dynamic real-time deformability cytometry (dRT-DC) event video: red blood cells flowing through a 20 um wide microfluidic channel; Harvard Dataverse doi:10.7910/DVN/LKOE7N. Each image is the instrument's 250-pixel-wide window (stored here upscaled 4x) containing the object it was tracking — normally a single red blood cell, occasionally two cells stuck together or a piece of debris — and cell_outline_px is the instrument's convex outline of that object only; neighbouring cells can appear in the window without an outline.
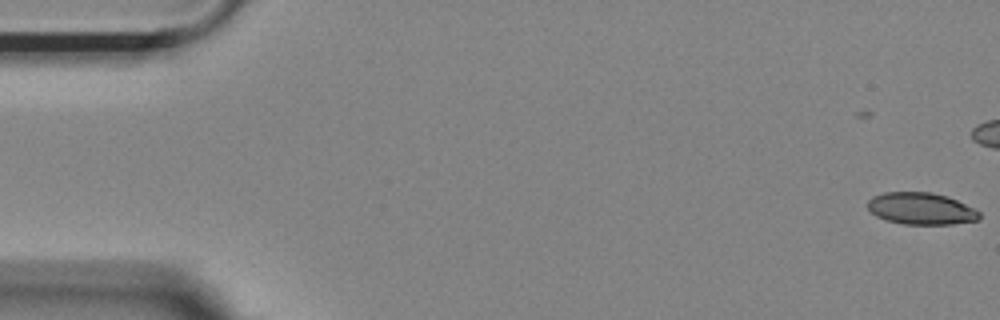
{"species": "Egyptian fruit bat (a non-hibernating species)", "species_latin": "Rousettus aegyptiacus", "temperature_condition": "room temperature", "stored_images_in_passage": 2, "camera_frame_rate_fps": 3000, "um_per_image_px": 0.085, "animal": {"sex": "female"}, "frame": {"image": 1, "passage_image": 2, "time_ms": 0.333, "image_size_px": [1000, 320], "cell_outline_px": [[980, 220], [952, 224], [904, 224], [884, 220], [876, 216], [868, 208], [868, 200], [872, 196], [884, 192], [932, 192], [948, 196], [980, 212]], "centroid_in_image_um": [78.27, 17.73], "position_along_channel_um": 6.7, "area_um2": 20.81}}